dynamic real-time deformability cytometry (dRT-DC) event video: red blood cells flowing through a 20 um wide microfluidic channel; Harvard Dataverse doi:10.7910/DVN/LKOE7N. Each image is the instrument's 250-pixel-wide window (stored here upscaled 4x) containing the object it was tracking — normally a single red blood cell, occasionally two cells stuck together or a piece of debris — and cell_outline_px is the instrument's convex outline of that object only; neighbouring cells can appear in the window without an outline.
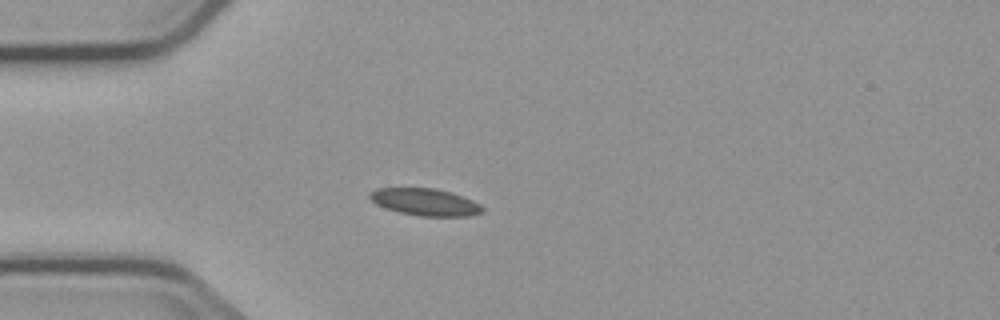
{"species": "common noctule bat (a hibernating species)", "species_latin": "Nyctalus noctula", "temperature_condition": "cold", "stored_images_in_passage": 4, "camera_frame_rate_fps": 3000, "um_per_image_px": 0.085, "animal": {"sex": "male", "body_mass_g": 23.1, "forearm_length_mm": 52.7}, "frame": {"image": 1, "passage_image": 3, "time_ms": 3.333, "image_size_px": [1000, 320], "cell_outline_px": [[484, 212], [468, 216], [420, 216], [400, 212], [384, 208], [376, 204], [368, 196], [368, 192], [376, 188], [436, 188], [452, 192], [472, 200], [480, 204], [484, 208]], "centroid_in_image_um": [36.13, 17.17], "position_along_channel_um": 48.9, "area_um2": 17.92}}